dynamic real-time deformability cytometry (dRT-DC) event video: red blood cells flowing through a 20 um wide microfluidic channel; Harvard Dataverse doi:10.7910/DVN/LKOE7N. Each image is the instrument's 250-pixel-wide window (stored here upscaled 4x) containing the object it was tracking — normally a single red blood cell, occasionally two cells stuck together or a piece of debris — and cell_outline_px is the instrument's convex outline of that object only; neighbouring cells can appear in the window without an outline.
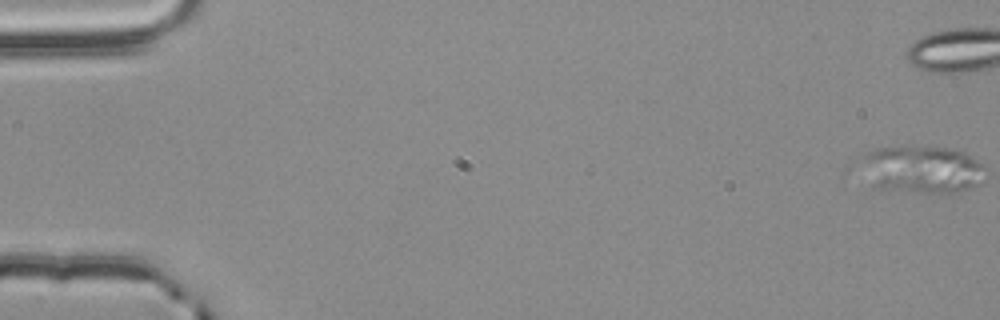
{"species": "common noctule bat (a hibernating species)", "species_latin": "Nyctalus noctula", "temperature_condition": "room temperature", "stored_images_in_passage": 57, "segment_of_instrument_passage": [1, 2], "camera_frame_rate_fps": 3000, "um_per_image_px": 0.085, "animal": {"sex": "male", "body_mass_g": 20.4}, "frame": {"image": 1, "passage_image": 1, "time_ms": 0.0, "image_size_px": [1000, 320], "cell_outline_px": [[980, 184], [956, 192], [924, 192], [872, 188], [844, 172], [844, 164], [852, 156], [880, 148], [904, 144], [912, 144], [952, 148], [964, 152], [976, 160], [980, 164]], "centroid_in_image_um": [77.8, 14.35], "position_along_channel_um": 7.2, "area_um2": 37.74}}